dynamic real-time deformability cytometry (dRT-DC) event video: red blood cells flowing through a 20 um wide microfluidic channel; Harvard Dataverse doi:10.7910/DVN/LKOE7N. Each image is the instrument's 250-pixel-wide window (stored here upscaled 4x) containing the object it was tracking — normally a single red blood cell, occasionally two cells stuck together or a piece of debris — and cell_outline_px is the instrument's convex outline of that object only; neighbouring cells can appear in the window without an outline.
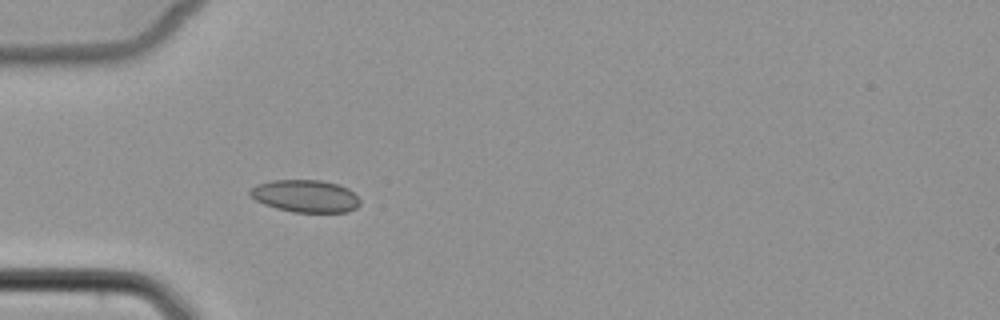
{"species": "common noctule bat (a hibernating species)", "species_latin": "Nyctalus noctula", "temperature_condition": "cold", "stored_images_in_passage": 5, "camera_frame_rate_fps": 3000, "um_per_image_px": 0.085, "animal": {"sex": "female", "body_mass_g": 22.7, "forearm_length_mm": 54.2}, "frame": {"image": 1, "passage_image": 5, "time_ms": 5.333, "image_size_px": [1000, 320], "cell_outline_px": [[360, 204], [356, 208], [348, 212], [292, 212], [276, 208], [264, 204], [248, 196], [248, 192], [256, 184], [272, 180], [320, 180], [340, 184], [348, 188], [360, 200]], "centroid_in_image_um": [25.95, 16.66], "position_along_channel_um": 59.1, "area_um2": 20.92}}